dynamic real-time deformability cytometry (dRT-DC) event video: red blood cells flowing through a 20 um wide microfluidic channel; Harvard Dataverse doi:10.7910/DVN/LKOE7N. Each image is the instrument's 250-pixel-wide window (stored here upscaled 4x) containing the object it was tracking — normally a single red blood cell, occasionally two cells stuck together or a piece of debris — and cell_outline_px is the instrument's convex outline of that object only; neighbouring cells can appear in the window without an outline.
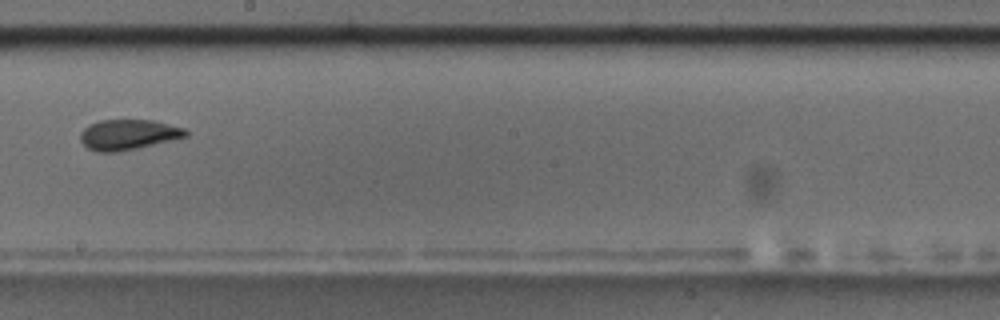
{"species": "common noctule bat (a hibernating species)", "species_latin": "Nyctalus noctula", "temperature_condition": "room temperature", "stored_images_in_passage": 12, "camera_frame_rate_fps": 3000, "um_per_image_px": 0.085, "animal": {"sex": "male", "body_mass_g": 17.5, "forearm_length_mm": 52.3}, "frame": {"image": 1, "passage_image": 6, "time_ms": 6.667, "image_size_px": [1000, 320], "cell_outline_px": [[188, 136], [172, 140], [136, 148], [116, 152], [96, 152], [88, 148], [80, 140], [80, 132], [88, 124], [100, 120], [152, 120], [184, 128], [188, 132]], "centroid_in_image_um": [10.87, 11.44], "position_along_channel_um": 237.3, "area_um2": 18.55}}
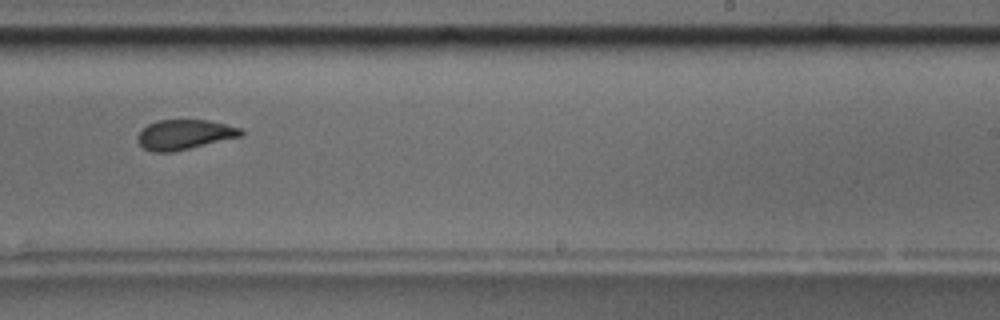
{"frame": {"image": 2, "passage_image": 7, "time_ms": 7.667, "image_size_px": [1000, 320], "cell_outline_px": [[244, 136], [172, 152], [152, 152], [144, 148], [136, 140], [136, 136], [148, 124], [156, 120], [208, 120], [240, 128], [244, 132]], "centroid_in_image_um": [15.68, 11.44], "position_along_channel_um": 273.3, "area_um2": 18.03}, "authors_computed_cell_mechanics": {"area_um2": 18.6116, "velocity_mm_per_s": 3.5967, "shape_relaxation_time_tau1_ms": null, "shape_relaxation_time_tau2_ms": 2.4979, "deformation_change_tau1": null, "deformation_change_tau2": 0.0823}}